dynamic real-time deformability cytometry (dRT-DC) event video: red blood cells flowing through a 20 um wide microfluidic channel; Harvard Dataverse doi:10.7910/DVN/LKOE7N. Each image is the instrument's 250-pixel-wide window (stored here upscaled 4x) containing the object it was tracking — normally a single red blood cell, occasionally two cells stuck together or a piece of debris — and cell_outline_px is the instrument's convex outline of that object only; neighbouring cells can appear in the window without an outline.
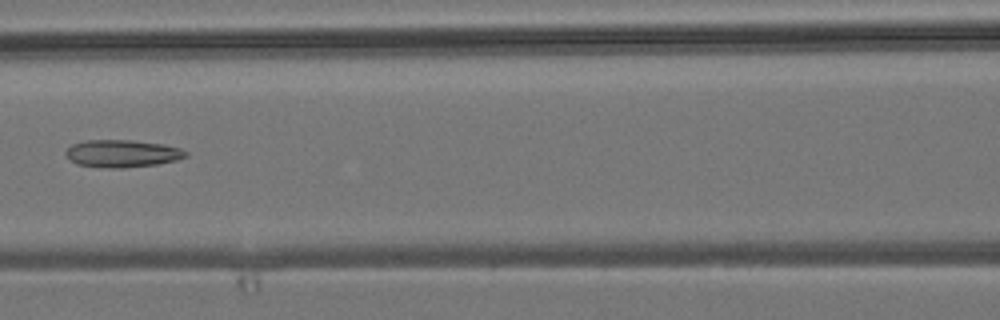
{"species": "common noctule bat (a hibernating species)", "species_latin": "Nyctalus noctula", "temperature_condition": "room temperature", "stored_images_in_passage": 7, "camera_frame_rate_fps": 3000, "um_per_image_px": 0.085, "animal": {"sex": "male", "body_mass_g": 19.2, "forearm_length_mm": 51.8}, "frame": {"image": 1, "passage_image": 6, "time_ms": 6.667, "image_size_px": [1000, 320], "cell_outline_px": [[188, 156], [176, 160], [156, 164], [124, 168], [108, 168], [76, 164], [64, 152], [72, 144], [84, 140], [132, 140], [164, 144], [180, 148], [188, 152]], "centroid_in_image_um": [10.41, 13.04], "position_along_channel_um": 156.2, "area_um2": 19.19}}
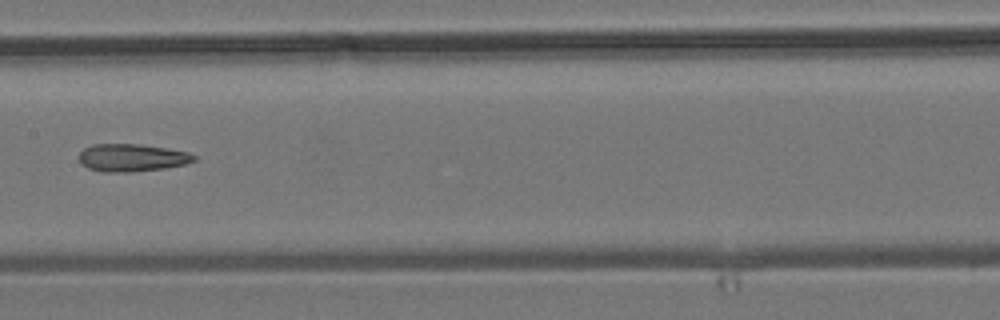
{"frame": {"image": 2, "passage_image": 7, "time_ms": 7.667, "image_size_px": [1000, 320], "cell_outline_px": [[196, 160], [184, 164], [164, 168], [128, 172], [104, 172], [88, 168], [80, 164], [80, 152], [84, 148], [92, 144], [140, 144], [168, 148], [188, 152], [196, 156]], "centroid_in_image_um": [11.2, 13.4], "position_along_channel_um": 196.2, "area_um2": 18.5}}